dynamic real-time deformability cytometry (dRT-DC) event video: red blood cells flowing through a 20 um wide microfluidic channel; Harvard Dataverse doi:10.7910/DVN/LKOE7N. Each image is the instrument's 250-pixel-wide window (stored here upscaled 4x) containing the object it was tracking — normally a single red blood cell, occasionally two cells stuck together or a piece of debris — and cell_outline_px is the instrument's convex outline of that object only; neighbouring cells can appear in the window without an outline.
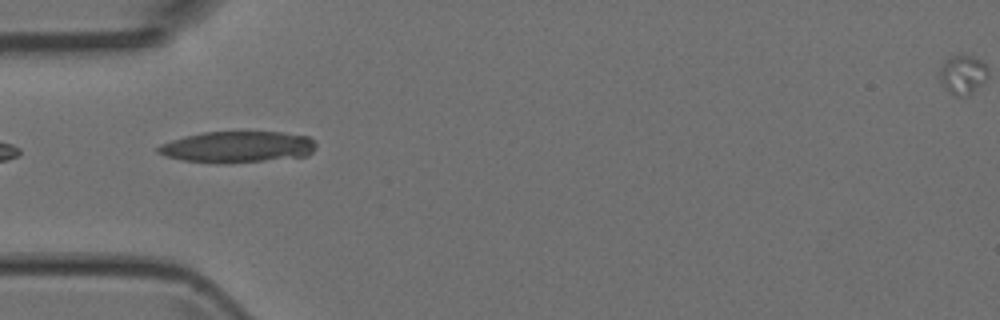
{"species": "Egyptian fruit bat (a non-hibernating species)", "species_latin": "Rousettus aegyptiacus", "temperature_condition": "room temperature", "stored_images_in_passage": 4, "camera_frame_rate_fps": 3000, "um_per_image_px": 0.085, "animal": {"sex": "female"}, "frame": {"image": 1, "passage_image": 1, "time_ms": 0.0, "image_size_px": [1000, 320], "cell_outline_px": [[316, 148], [308, 156], [224, 164], [216, 164], [180, 160], [164, 156], [156, 152], [156, 148], [160, 144], [184, 136], [204, 132], [280, 132], [308, 136], [316, 140]], "centroid_in_image_um": [20.17, 12.5], "position_along_channel_um": 64.8, "area_um2": 29.25}}
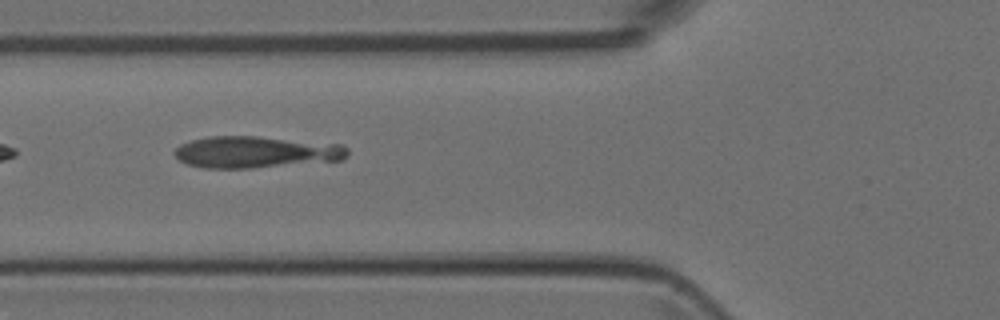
{"frame": {"image": 2, "passage_image": 2, "time_ms": 1.0, "image_size_px": [1000, 320], "cell_outline_px": [[348, 156], [340, 160], [252, 168], [204, 168], [188, 164], [180, 160], [172, 152], [180, 144], [192, 140], [208, 136], [256, 136], [344, 144], [348, 148]], "centroid_in_image_um": [21.76, 12.92], "position_along_channel_um": 104.0, "area_um2": 32.02}}
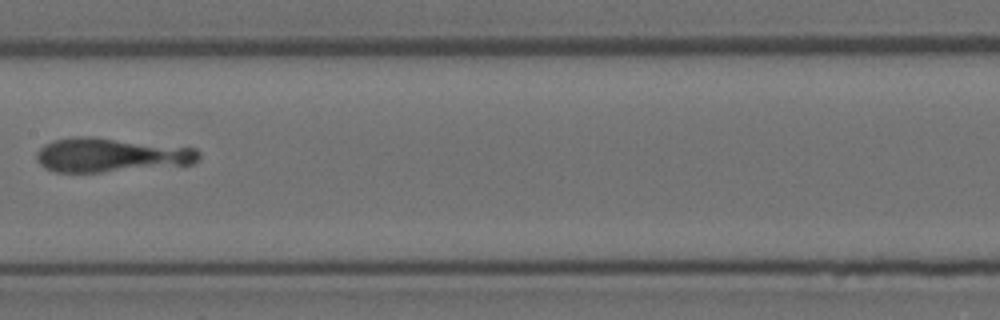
{"frame": {"image": 3, "passage_image": 4, "time_ms": 3.333, "image_size_px": [1000, 320], "cell_outline_px": [[200, 160], [192, 164], [100, 172], [56, 172], [44, 168], [36, 160], [36, 152], [44, 144], [56, 140], [76, 136], [88, 136], [196, 148], [200, 152]], "centroid_in_image_um": [9.41, 13.18], "position_along_channel_um": 198.0, "area_um2": 32.19}}